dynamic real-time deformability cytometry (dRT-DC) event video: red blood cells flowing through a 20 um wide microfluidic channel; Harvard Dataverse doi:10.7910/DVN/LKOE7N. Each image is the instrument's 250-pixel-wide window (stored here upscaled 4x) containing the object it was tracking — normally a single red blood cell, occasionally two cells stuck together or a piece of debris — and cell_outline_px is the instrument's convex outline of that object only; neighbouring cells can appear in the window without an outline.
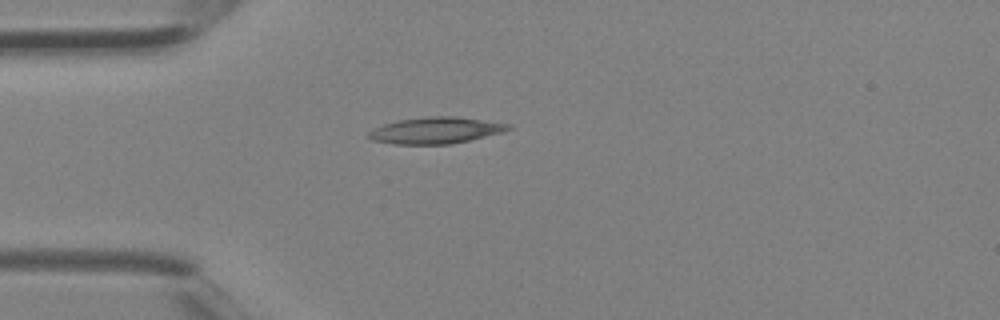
{"species": "Egyptian fruit bat (a non-hibernating species)", "species_latin": "Rousettus aegyptiacus", "temperature_condition": "room temperature", "stored_images_in_passage": 5, "camera_frame_rate_fps": 3000, "um_per_image_px": 0.085, "animal": {"sex": "female"}, "frame": {"image": 1, "passage_image": 5, "time_ms": 1.333, "image_size_px": [1000, 320], "cell_outline_px": [[512, 128], [504, 132], [452, 144], [396, 144], [372, 140], [368, 136], [368, 132], [384, 124], [400, 120], [428, 116], [452, 116], [508, 124]], "centroid_in_image_um": [37.03, 11.09], "position_along_channel_um": 48.0, "area_um2": 21.15}}